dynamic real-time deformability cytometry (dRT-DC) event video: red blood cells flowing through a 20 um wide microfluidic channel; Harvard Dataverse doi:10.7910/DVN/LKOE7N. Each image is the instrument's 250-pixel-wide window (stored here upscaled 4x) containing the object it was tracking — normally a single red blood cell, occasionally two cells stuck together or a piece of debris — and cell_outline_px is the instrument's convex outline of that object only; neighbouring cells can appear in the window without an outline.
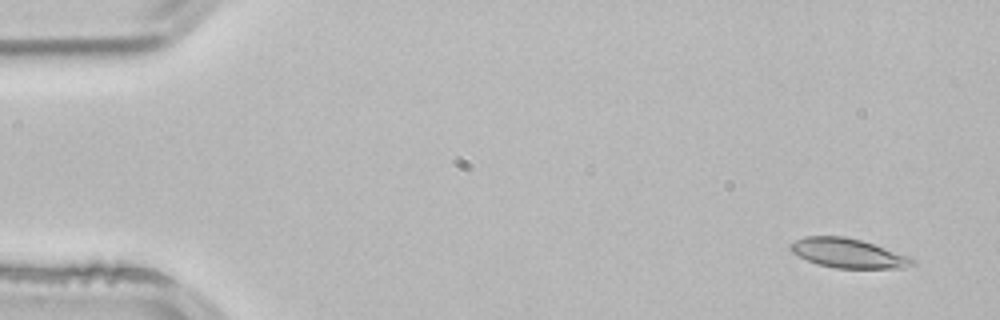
{"species": "common noctule bat (a hibernating species)", "species_latin": "Nyctalus noctula", "temperature_condition": "room temperature", "stored_images_in_passage": 4, "segment_of_instrument_passage": [1, 2], "camera_frame_rate_fps": 3000, "um_per_image_px": 0.085, "animal": {"sex": "male", "body_mass_g": 21.5, "forearm_length_mm": 52.0}, "frame": {"image": 1, "passage_image": 1, "time_ms": 0.0, "image_size_px": [1000, 320], "cell_outline_px": [[916, 264], [904, 268], [836, 268], [816, 264], [792, 252], [788, 248], [788, 244], [804, 236], [844, 236], [860, 240], [912, 256], [916, 260]], "centroid_in_image_um": [72.12, 21.52], "position_along_channel_um": 12.9, "area_um2": 21.04}}